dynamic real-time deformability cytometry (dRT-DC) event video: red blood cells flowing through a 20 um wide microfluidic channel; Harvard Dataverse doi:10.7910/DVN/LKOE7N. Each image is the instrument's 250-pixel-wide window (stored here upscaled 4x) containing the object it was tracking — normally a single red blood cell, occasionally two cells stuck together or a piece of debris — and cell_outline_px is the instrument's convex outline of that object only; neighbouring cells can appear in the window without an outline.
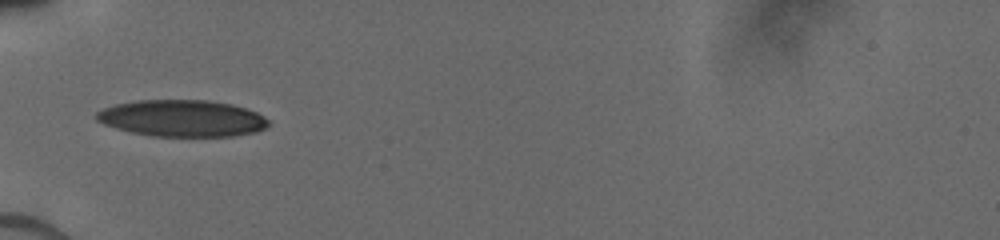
{"species": "human", "species_latin": "Homo sapiens", "temperature_condition": "cold", "stored_images_in_passage": 20, "camera_frame_rate_fps": 3000, "um_per_image_px": 0.085, "donor": {"sex": "male"}, "frame": {"image": 1, "passage_image": 1, "time_ms": 0.0, "image_size_px": [1000, 240], "cell_outline_px": [[268, 124], [264, 128], [256, 132], [232, 136], [152, 136], [132, 132], [116, 128], [104, 124], [96, 120], [96, 112], [104, 108], [116, 104], [136, 100], [208, 100], [232, 104], [256, 112], [264, 116], [268, 120]], "centroid_in_image_um": [15.47, 10.05], "position_along_channel_um": 69.5, "area_um2": 36.65}}
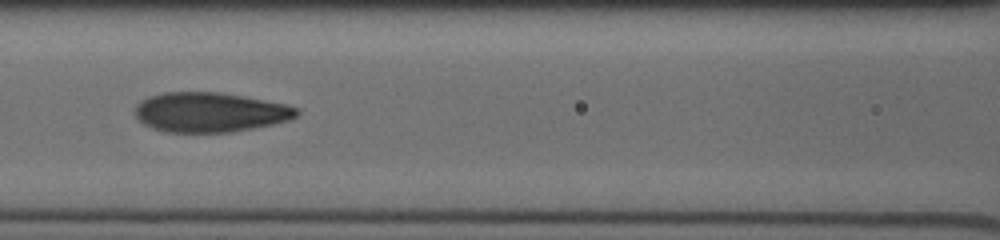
{"frame": {"image": 2, "passage_image": 11, "time_ms": 2.0, "image_size_px": [1000, 240], "cell_outline_px": [[300, 112], [296, 116], [288, 120], [272, 124], [232, 132], [164, 132], [152, 128], [144, 124], [136, 116], [136, 104], [140, 100], [148, 96], [164, 92], [220, 92], [284, 104], [300, 108]], "centroid_in_image_um": [17.82, 9.54], "position_along_channel_um": 148.8, "area_um2": 37.28}}
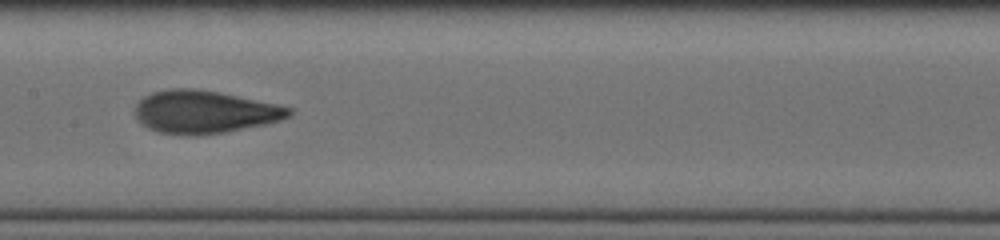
{"frame": {"image": 3, "passage_image": 16, "time_ms": 3.0, "image_size_px": [1000, 240], "cell_outline_px": [[292, 112], [288, 116], [280, 120], [264, 124], [224, 132], [196, 136], [192, 136], [160, 132], [144, 124], [136, 116], [136, 104], [144, 96], [152, 92], [168, 88], [196, 88], [220, 92], [276, 104], [292, 108]], "centroid_in_image_um": [17.38, 9.5], "position_along_channel_um": 190.0, "area_um2": 38.03}}